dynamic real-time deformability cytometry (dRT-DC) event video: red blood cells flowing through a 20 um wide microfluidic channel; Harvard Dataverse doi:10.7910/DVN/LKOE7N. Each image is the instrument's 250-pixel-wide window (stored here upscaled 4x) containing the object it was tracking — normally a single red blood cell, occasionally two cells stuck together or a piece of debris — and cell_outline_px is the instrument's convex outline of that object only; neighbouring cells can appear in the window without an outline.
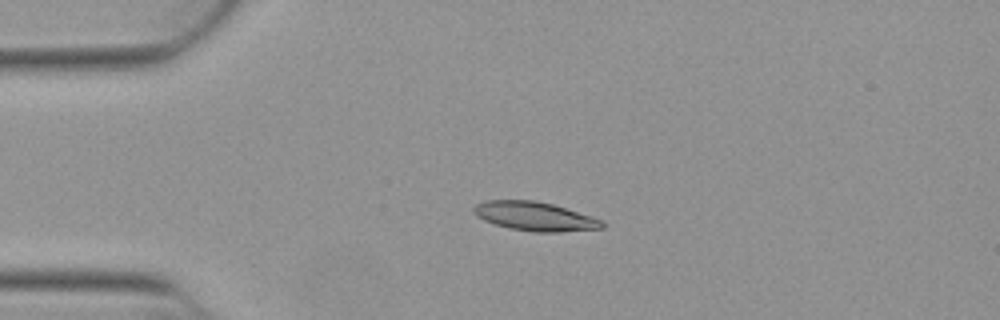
{"species": "Egyptian fruit bat (a non-hibernating species)", "species_latin": "Rousettus aegyptiacus", "temperature_condition": "warm", "stored_images_in_passage": 42, "camera_frame_rate_fps": 3000, "um_per_image_px": 0.085, "animal": {"sex": "female"}, "frame": {"image": 1, "passage_image": 2, "time_ms": 0.333, "image_size_px": [1000, 320], "cell_outline_px": [[608, 224], [604, 228], [560, 232], [532, 232], [508, 228], [484, 220], [476, 216], [472, 212], [472, 208], [476, 204], [488, 200], [536, 200], [552, 204], [592, 216], [604, 220]], "centroid_in_image_um": [45.5, 18.39], "position_along_channel_um": 39.5, "area_um2": 21.91}}
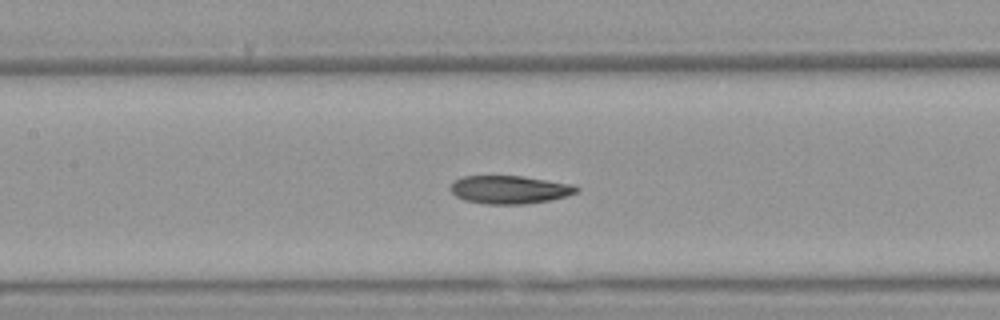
{"frame": {"image": 2, "passage_image": 14, "time_ms": 4.333, "image_size_px": [1000, 320], "cell_outline_px": [[580, 188], [576, 192], [568, 196], [552, 200], [524, 204], [488, 204], [464, 200], [456, 196], [448, 188], [456, 180], [464, 176], [524, 176], [572, 184]], "centroid_in_image_um": [43.34, 16.12], "position_along_channel_um": 164.1, "area_um2": 20.69}}
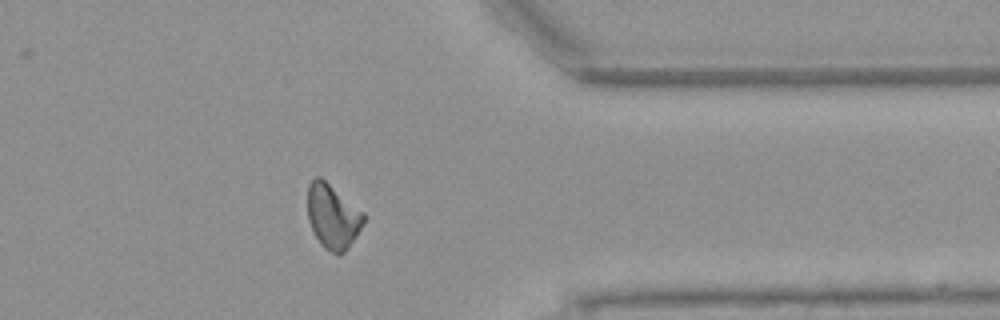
{"frame": {"image": 3, "passage_image": 32, "time_ms": 10.333, "image_size_px": [1000, 320], "cell_outline_px": [[364, 220], [360, 228], [348, 248], [340, 256], [336, 256], [324, 248], [320, 244], [308, 220], [308, 184], [316, 176], [320, 176], [364, 212]], "centroid_in_image_um": [28.27, 18.41], "position_along_channel_um": 383.1, "area_um2": 20.98}, "authors_computed_cell_mechanics": {"area_um2": 20.9814, "velocity_mm_per_s": 3.8602, "shape_relaxation_time_tau1_ms": 5.9478, "shape_relaxation_time_tau2_ms": 4.2587, "deformation_change_tau1": 0.2024, "deformation_change_tau2": 0.0948}}